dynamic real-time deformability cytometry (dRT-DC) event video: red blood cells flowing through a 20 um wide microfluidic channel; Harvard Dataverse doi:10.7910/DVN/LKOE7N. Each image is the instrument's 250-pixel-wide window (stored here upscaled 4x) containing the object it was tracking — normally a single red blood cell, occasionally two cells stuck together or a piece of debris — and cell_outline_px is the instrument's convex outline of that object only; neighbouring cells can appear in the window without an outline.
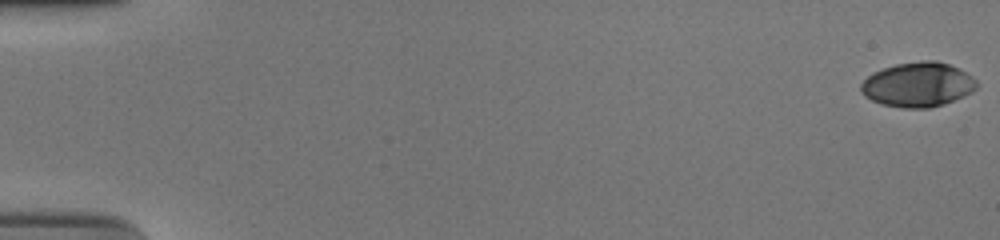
{"species": "human", "species_latin": "Homo sapiens", "temperature_condition": "cold", "stored_images_in_passage": 14, "camera_frame_rate_fps": 3000, "um_per_image_px": 0.085, "donor": {"sex": "male"}, "frame": {"image": 1, "passage_image": 1, "time_ms": 0.0, "image_size_px": [1000, 240], "cell_outline_px": [[976, 88], [972, 92], [964, 96], [944, 104], [928, 108], [904, 108], [880, 104], [864, 96], [860, 92], [860, 84], [872, 72], [896, 64], [920, 60], [936, 60], [960, 68], [972, 76], [976, 80]], "centroid_in_image_um": [78.01, 7.19], "position_along_channel_um": 7.0, "area_um2": 30.29}}